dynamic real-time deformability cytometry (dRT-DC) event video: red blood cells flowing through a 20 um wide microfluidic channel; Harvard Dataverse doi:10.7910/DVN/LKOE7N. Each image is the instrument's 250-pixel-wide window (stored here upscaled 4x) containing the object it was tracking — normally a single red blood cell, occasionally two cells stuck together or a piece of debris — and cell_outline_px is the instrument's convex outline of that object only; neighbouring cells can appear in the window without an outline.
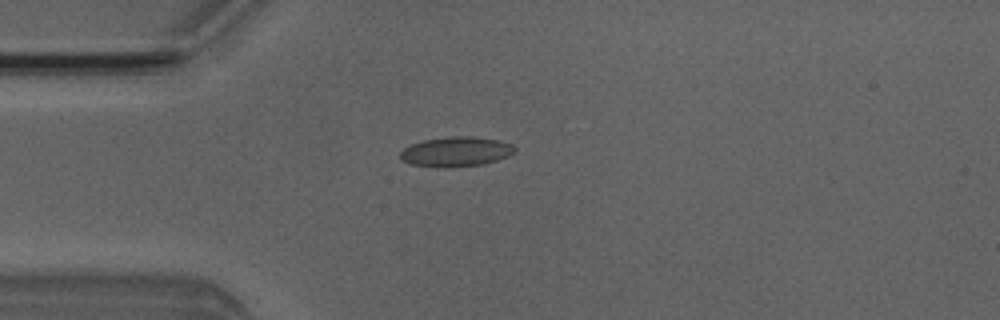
{"species": "Egyptian fruit bat (a non-hibernating species)", "species_latin": "Rousettus aegyptiacus", "temperature_condition": "room temperature", "stored_images_in_passage": 4, "camera_frame_rate_fps": 3000, "um_per_image_px": 0.085, "animal": {"sex": "male"}, "frame": {"image": 1, "passage_image": 3, "time_ms": 2.333, "image_size_px": [1000, 320], "cell_outline_px": [[516, 152], [508, 156], [484, 164], [440, 168], [412, 164], [404, 160], [400, 156], [400, 152], [404, 148], [412, 144], [424, 140], [452, 136], [472, 136], [500, 140], [512, 144], [516, 148]], "centroid_in_image_um": [38.8, 12.89], "position_along_channel_um": 46.2, "area_um2": 19.83}}